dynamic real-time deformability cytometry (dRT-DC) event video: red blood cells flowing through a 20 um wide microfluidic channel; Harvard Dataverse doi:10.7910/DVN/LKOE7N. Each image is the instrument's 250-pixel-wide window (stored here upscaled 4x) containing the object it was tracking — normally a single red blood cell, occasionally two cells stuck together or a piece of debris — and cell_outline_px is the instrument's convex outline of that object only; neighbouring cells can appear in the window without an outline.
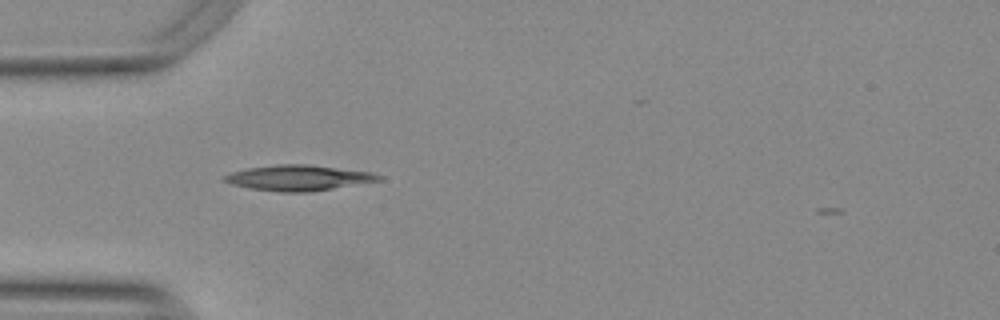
{"species": "Egyptian fruit bat (a non-hibernating species)", "species_latin": "Rousettus aegyptiacus", "temperature_condition": "warm", "stored_images_in_passage": 33, "camera_frame_rate_fps": 3000, "um_per_image_px": 0.085, "animal": {"sex": "female"}, "frame": {"image": 1, "passage_image": 1, "time_ms": 0.0, "image_size_px": [1000, 320], "cell_outline_px": [[384, 176], [380, 180], [312, 192], [280, 192], [248, 188], [232, 184], [220, 180], [224, 176], [232, 172], [248, 168], [280, 164], [304, 164], [372, 172]], "centroid_in_image_um": [25.35, 15.12], "position_along_channel_um": 59.6, "area_um2": 22.83}}
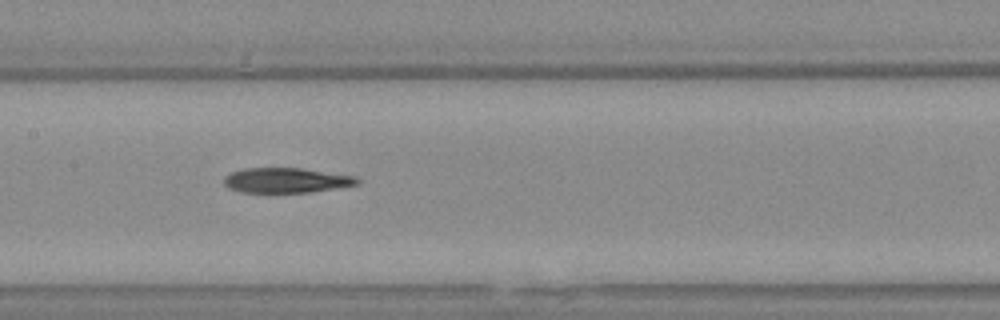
{"frame": {"image": 2, "passage_image": 11, "time_ms": 3.333, "image_size_px": [1000, 320], "cell_outline_px": [[360, 184], [308, 192], [240, 192], [228, 188], [224, 184], [224, 176], [232, 172], [244, 168], [300, 168], [356, 176], [360, 180]], "centroid_in_image_um": [24.32, 15.32], "position_along_channel_um": 183.1, "area_um2": 19.31}}
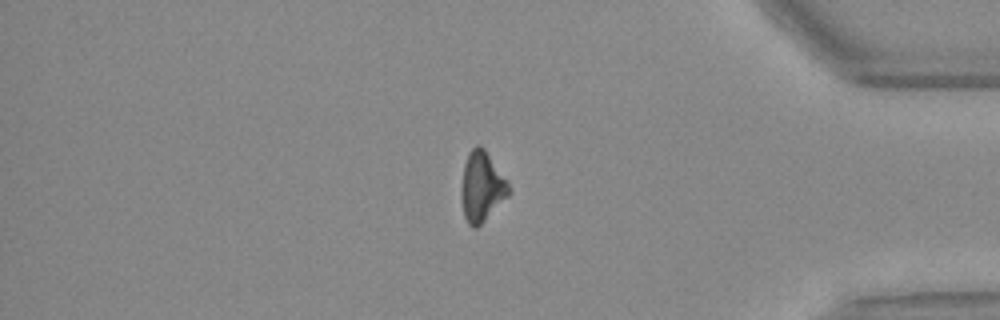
{"frame": {"image": 3, "passage_image": 30, "time_ms": 9.667, "image_size_px": [1000, 320], "cell_outline_px": [[512, 192], [476, 228], [472, 228], [468, 224], [464, 216], [464, 164], [468, 152], [476, 144], [480, 144], [484, 148], [508, 184]], "centroid_in_image_um": [40.98, 15.85], "position_along_channel_um": 394.2, "area_um2": 18.38}}